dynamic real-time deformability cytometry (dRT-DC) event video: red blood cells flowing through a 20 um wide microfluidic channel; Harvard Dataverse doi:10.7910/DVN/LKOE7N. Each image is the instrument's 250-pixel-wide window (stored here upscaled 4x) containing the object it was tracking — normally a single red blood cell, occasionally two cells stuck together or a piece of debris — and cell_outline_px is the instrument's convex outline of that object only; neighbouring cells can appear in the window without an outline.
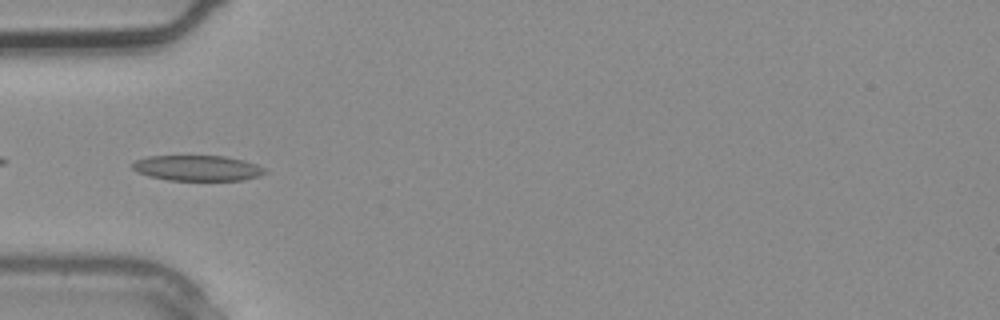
{"species": "common noctule bat (a hibernating species)", "species_latin": "Nyctalus noctula", "temperature_condition": "warm", "stored_images_in_passage": 3, "camera_frame_rate_fps": 3000, "um_per_image_px": 0.085, "animal": {"sex": "male", "body_mass_g": 20.4}, "frame": {"image": 1, "passage_image": 3, "time_ms": 0.667, "image_size_px": [1000, 320], "cell_outline_px": [[268, 172], [256, 176], [240, 180], [168, 180], [148, 176], [136, 172], [132, 168], [132, 164], [136, 160], [148, 156], [224, 156], [244, 160], [256, 164], [264, 168]], "centroid_in_image_um": [16.75, 14.28], "position_along_channel_um": 68.3, "area_um2": 19.59}}